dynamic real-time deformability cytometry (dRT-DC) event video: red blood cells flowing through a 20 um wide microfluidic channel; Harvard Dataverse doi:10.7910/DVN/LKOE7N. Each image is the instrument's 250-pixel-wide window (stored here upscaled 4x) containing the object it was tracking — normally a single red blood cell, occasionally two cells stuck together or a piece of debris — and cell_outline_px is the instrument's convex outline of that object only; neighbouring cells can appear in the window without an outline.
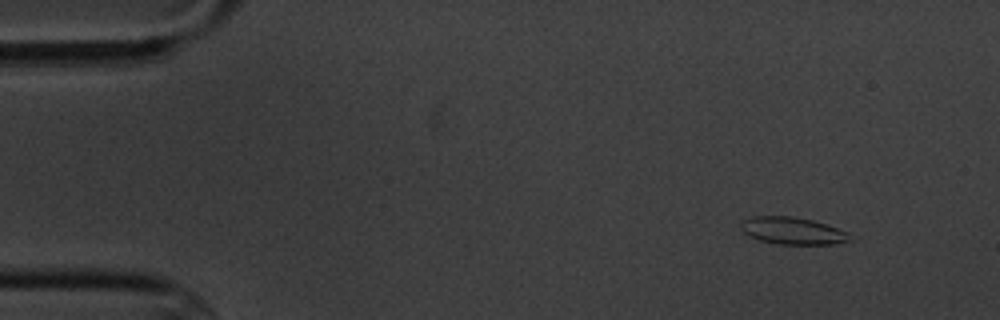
{"species": "common noctule bat (a hibernating species)", "species_latin": "Nyctalus noctula", "temperature_condition": "cold", "stored_images_in_passage": 4, "camera_frame_rate_fps": 3000, "um_per_image_px": 0.085, "animal": {"sex": "male", "body_mass_g": 20.1, "forearm_length_mm": 53.5}, "frame": {"image": 1, "passage_image": 1, "time_ms": 0.0, "image_size_px": [1000, 320], "cell_outline_px": [[852, 240], [836, 244], [776, 244], [760, 240], [744, 232], [740, 228], [740, 224], [744, 220], [752, 216], [792, 216], [812, 220], [828, 224], [848, 232]], "centroid_in_image_um": [67.41, 19.61], "position_along_channel_um": 17.6, "area_um2": 17.28}}
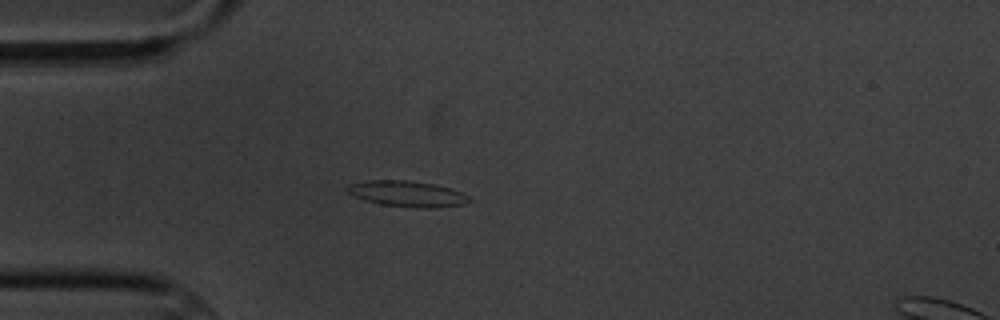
{"frame": {"image": 2, "passage_image": 3, "time_ms": 3.333, "image_size_px": [1000, 320], "cell_outline_px": [[476, 200], [464, 204], [436, 208], [416, 208], [380, 204], [364, 200], [348, 192], [344, 188], [348, 184], [368, 180], [408, 180], [432, 184], [448, 188], [472, 196]], "centroid_in_image_um": [34.65, 16.48], "position_along_channel_um": 50.3, "area_um2": 18.55}}